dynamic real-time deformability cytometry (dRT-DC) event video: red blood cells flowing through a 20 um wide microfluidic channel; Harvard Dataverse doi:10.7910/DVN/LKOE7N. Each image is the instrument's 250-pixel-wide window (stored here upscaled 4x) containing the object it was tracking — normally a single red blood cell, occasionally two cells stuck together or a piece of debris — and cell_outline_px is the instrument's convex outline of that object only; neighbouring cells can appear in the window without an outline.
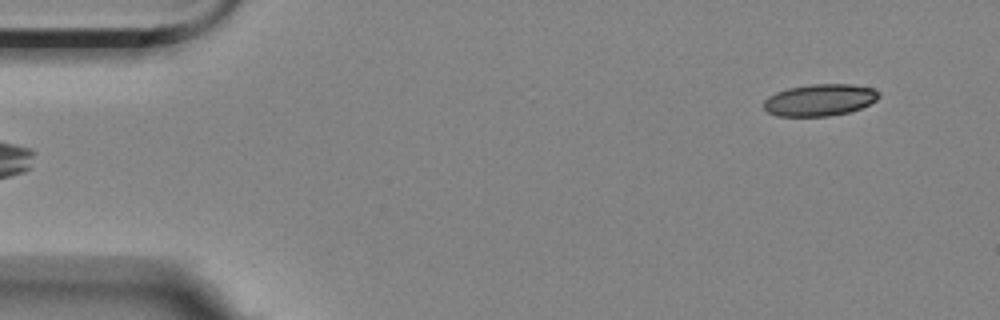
{"species": "Egyptian fruit bat (a non-hibernating species)", "species_latin": "Rousettus aegyptiacus", "temperature_condition": "room temperature", "stored_images_in_passage": 4, "camera_frame_rate_fps": 3000, "um_per_image_px": 0.085, "animal": {"sex": "female"}, "frame": {"image": 1, "passage_image": 4, "time_ms": 1.0, "image_size_px": [1000, 320], "cell_outline_px": [[880, 96], [876, 100], [860, 108], [848, 112], [828, 116], [776, 116], [768, 112], [764, 108], [764, 100], [768, 96], [776, 92], [788, 88], [812, 84], [852, 84], [872, 88], [880, 92]], "centroid_in_image_um": [69.67, 8.49], "position_along_channel_um": 15.3, "area_um2": 21.33}}